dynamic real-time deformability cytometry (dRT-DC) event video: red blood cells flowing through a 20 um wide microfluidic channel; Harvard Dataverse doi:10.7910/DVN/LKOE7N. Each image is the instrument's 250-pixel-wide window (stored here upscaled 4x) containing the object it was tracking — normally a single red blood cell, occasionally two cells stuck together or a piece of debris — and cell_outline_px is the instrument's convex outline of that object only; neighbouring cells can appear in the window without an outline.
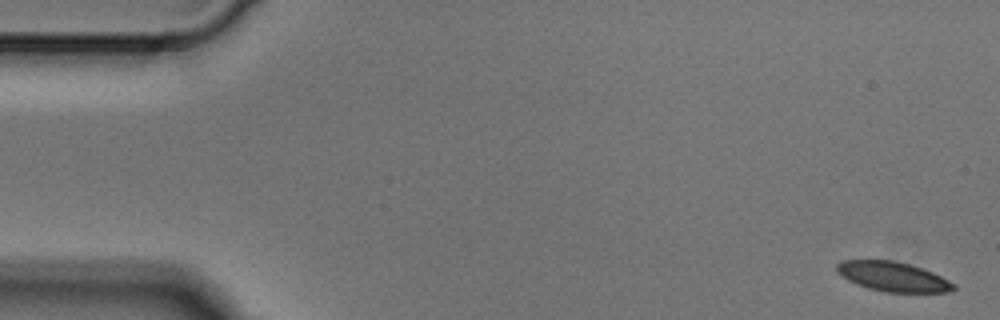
{"species": "Egyptian fruit bat (a non-hibernating species)", "species_latin": "Rousettus aegyptiacus", "temperature_condition": "cold", "stored_images_in_passage": 5, "camera_frame_rate_fps": 3000, "um_per_image_px": 0.085, "animal": {"sex": "male"}, "frame": {"image": 1, "passage_image": 1, "time_ms": 0.0, "image_size_px": [1000, 320], "cell_outline_px": [[956, 288], [952, 292], [884, 292], [868, 288], [856, 284], [848, 280], [836, 272], [836, 264], [840, 260], [892, 260], [908, 264], [932, 272], [956, 284]], "centroid_in_image_um": [75.88, 23.52], "position_along_channel_um": 9.1, "area_um2": 20.17}}